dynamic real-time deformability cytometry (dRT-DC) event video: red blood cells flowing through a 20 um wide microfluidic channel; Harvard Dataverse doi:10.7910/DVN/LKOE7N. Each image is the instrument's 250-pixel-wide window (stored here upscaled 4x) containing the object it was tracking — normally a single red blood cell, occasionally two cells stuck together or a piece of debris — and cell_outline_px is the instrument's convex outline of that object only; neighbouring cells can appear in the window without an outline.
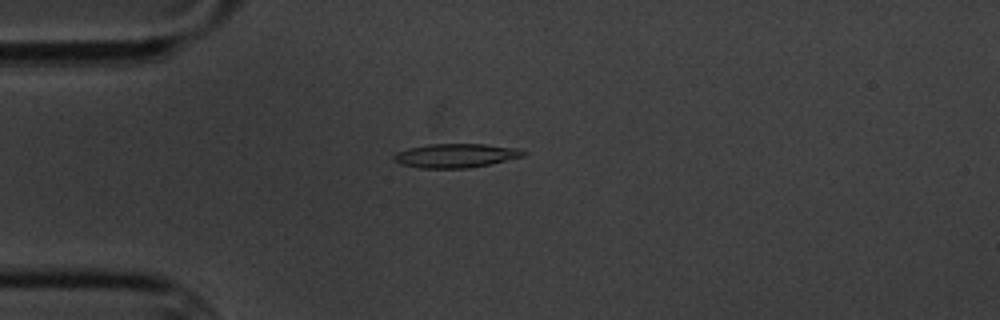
{"species": "common noctule bat (a hibernating species)", "species_latin": "Nyctalus noctula", "temperature_condition": "cold", "stored_images_in_passage": 11, "camera_frame_rate_fps": 3000, "um_per_image_px": 0.085, "animal": {"sex": "male", "body_mass_g": 20.1, "forearm_length_mm": 53.5}, "frame": {"image": 1, "passage_image": 4, "time_ms": 4.333, "image_size_px": [1000, 320], "cell_outline_px": [[528, 152], [524, 156], [488, 164], [468, 168], [420, 168], [400, 164], [392, 156], [396, 152], [408, 148], [428, 144], [484, 144], [520, 148]], "centroid_in_image_um": [38.75, 13.22], "position_along_channel_um": 46.2, "area_um2": 18.09}}
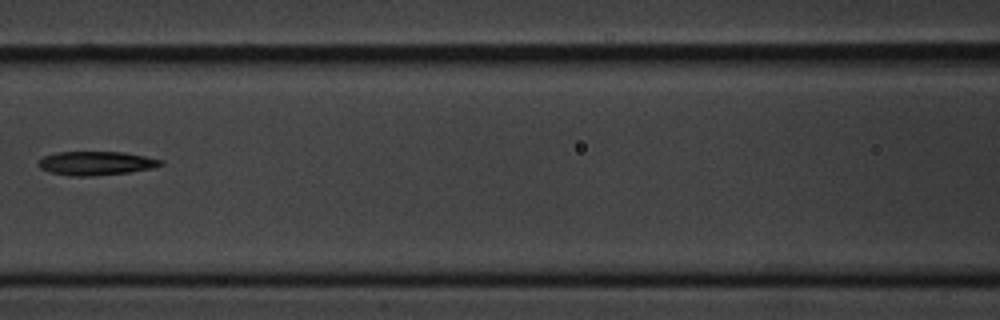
{"frame": {"image": 2, "passage_image": 7, "time_ms": 8.0, "image_size_px": [1000, 320], "cell_outline_px": [[164, 164], [152, 168], [128, 172], [92, 176], [68, 176], [52, 172], [40, 168], [36, 164], [44, 156], [56, 152], [124, 152], [164, 160]], "centroid_in_image_um": [8.16, 13.87], "position_along_channel_um": 158.4, "area_um2": 16.94}}
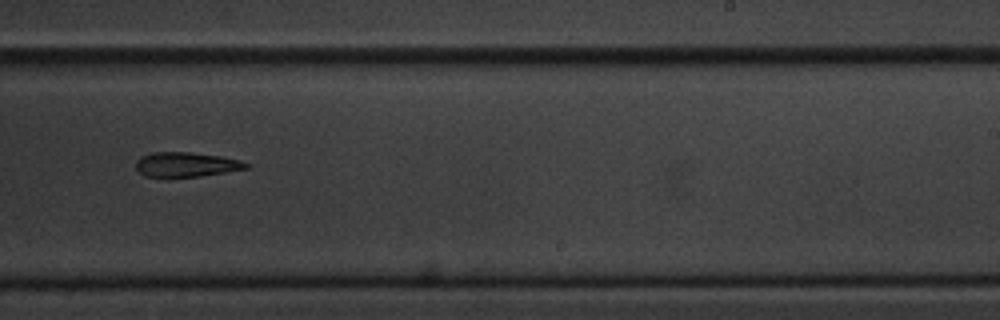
{"frame": {"image": 3, "passage_image": 10, "time_ms": 11.333, "image_size_px": [1000, 320], "cell_outline_px": [[252, 164], [248, 168], [200, 176], [168, 180], [144, 176], [136, 168], [136, 160], [140, 156], [152, 152], [192, 152], [220, 156], [240, 160]], "centroid_in_image_um": [15.77, 14.02], "position_along_channel_um": 273.2, "area_um2": 16.53}}